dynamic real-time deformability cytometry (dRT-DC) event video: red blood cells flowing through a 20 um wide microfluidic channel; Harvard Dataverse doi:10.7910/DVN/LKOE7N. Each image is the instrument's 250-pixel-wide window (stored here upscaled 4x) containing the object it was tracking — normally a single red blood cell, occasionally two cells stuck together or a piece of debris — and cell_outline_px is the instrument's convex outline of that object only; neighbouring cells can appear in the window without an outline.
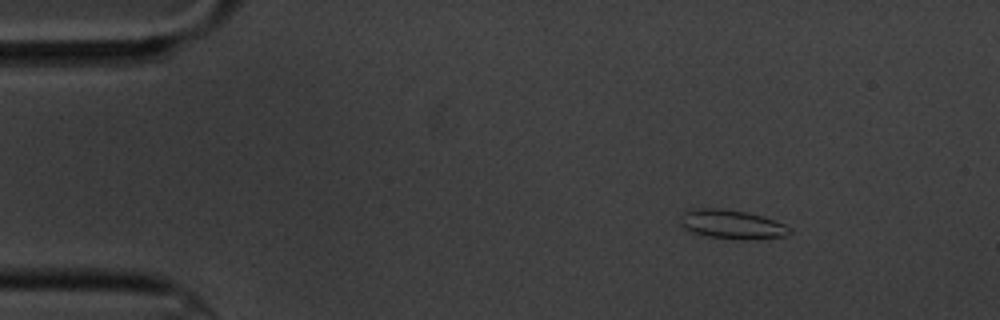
{"species": "common noctule bat (a hibernating species)", "species_latin": "Nyctalus noctula", "temperature_condition": "cold", "stored_images_in_passage": 4, "camera_frame_rate_fps": 3000, "um_per_image_px": 0.085, "animal": {"sex": "male", "body_mass_g": 20.1, "forearm_length_mm": 53.5}, "frame": {"image": 1, "passage_image": 1, "time_ms": 0.0, "image_size_px": [1000, 320], "cell_outline_px": [[792, 232], [784, 236], [756, 240], [740, 240], [704, 236], [680, 228], [680, 224], [684, 212], [692, 208], [720, 208], [748, 212], [764, 216], [784, 224], [792, 228]], "centroid_in_image_um": [62.22, 19.08], "position_along_channel_um": 22.8, "area_um2": 18.96}}
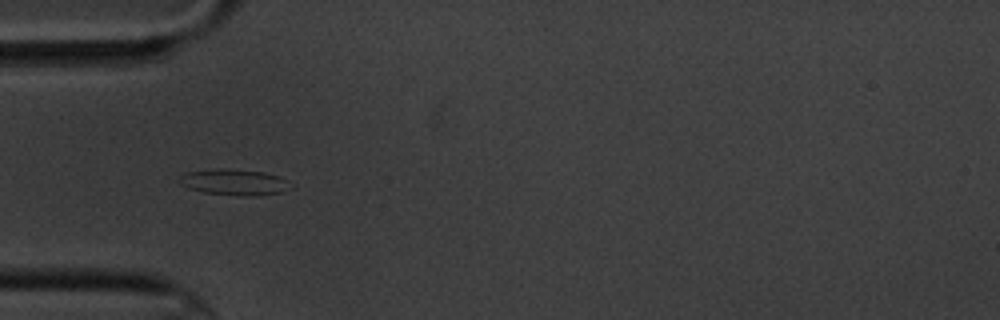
{"frame": {"image": 2, "passage_image": 3, "time_ms": 3.333, "image_size_px": [1000, 320], "cell_outline_px": [[292, 188], [280, 192], [260, 196], [244, 196], [204, 192], [188, 188], [180, 184], [176, 180], [184, 172], [220, 168], [228, 168], [264, 172], [280, 176]], "centroid_in_image_um": [19.86, 15.48], "position_along_channel_um": 65.1, "area_um2": 16.99}}
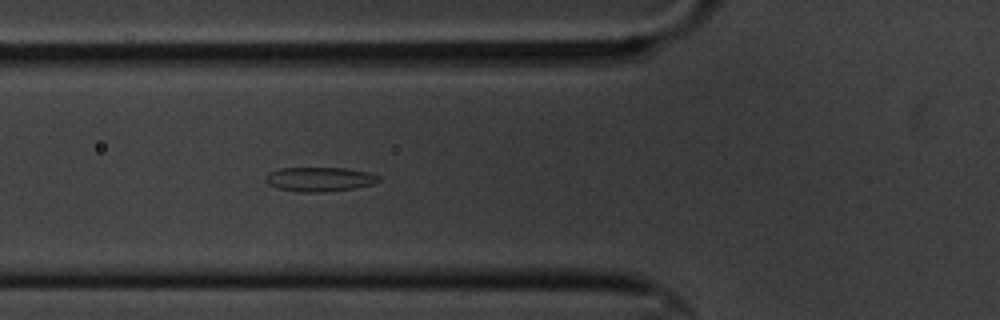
{"frame": {"image": 3, "passage_image": 4, "time_ms": 4.333, "image_size_px": [1000, 320], "cell_outline_px": [[380, 180], [372, 184], [352, 188], [324, 192], [300, 192], [276, 188], [268, 184], [264, 180], [268, 172], [280, 168], [344, 168], [368, 172], [380, 176]], "centroid_in_image_um": [27.12, 15.23], "position_along_channel_um": 98.7, "area_um2": 16.01}}